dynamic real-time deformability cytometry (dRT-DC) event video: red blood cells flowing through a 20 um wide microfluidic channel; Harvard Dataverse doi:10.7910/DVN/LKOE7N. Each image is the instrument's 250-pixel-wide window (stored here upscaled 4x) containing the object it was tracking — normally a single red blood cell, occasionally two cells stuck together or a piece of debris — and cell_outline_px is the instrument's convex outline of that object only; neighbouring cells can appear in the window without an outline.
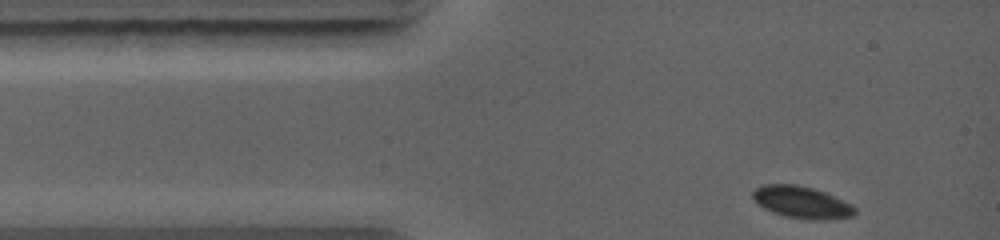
{"species": "common noctule bat (a hibernating species)", "species_latin": "Nyctalus noctula", "temperature_condition": "warm", "stored_images_in_passage": 27, "camera_frame_rate_fps": 5000, "um_per_image_px": 0.085, "animal": {"sex": "female", "body_mass_g": 19.0, "forearm_length_mm": 56.7}, "frame": {"image": 1, "passage_image": 1, "time_ms": 0.0, "image_size_px": [1000, 240], "cell_outline_px": [[856, 212], [852, 216], [824, 220], [804, 220], [784, 216], [772, 212], [756, 204], [752, 200], [752, 192], [756, 188], [764, 184], [796, 184], [812, 188], [824, 192], [856, 208]], "centroid_in_image_um": [68.07, 17.2], "position_along_channel_um": 16.9, "area_um2": 19.02}}
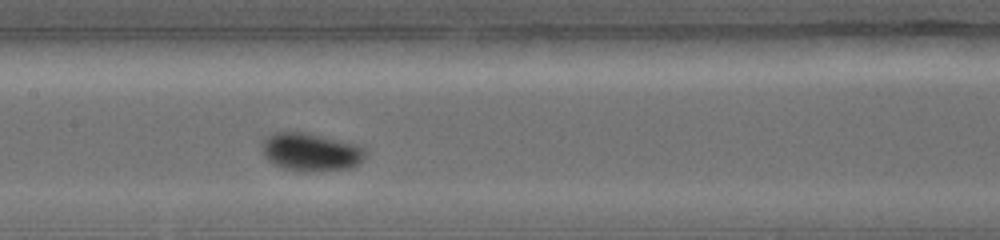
{"frame": {"image": 2, "passage_image": 11, "time_ms": 4.4, "image_size_px": [1000, 240], "cell_outline_px": [[368, 152], [360, 164], [348, 168], [284, 168], [268, 160], [264, 156], [264, 140], [268, 136], [276, 132], [304, 132], [364, 144]], "centroid_in_image_um": [26.54, 12.84], "position_along_channel_um": 180.9, "area_um2": 22.2}}
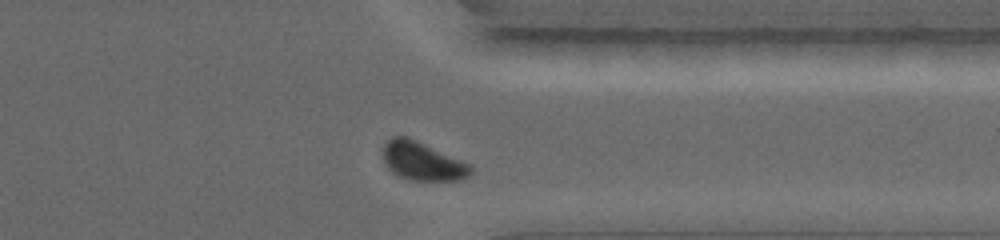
{"frame": {"image": 3, "passage_image": 24, "time_ms": 8.6, "image_size_px": [1000, 240], "cell_outline_px": [[472, 172], [468, 176], [456, 180], [412, 180], [400, 176], [392, 172], [388, 168], [384, 160], [384, 144], [392, 136], [408, 136], [472, 164]], "centroid_in_image_um": [35.93, 13.68], "position_along_channel_um": 375.5, "area_um2": 19.65}}